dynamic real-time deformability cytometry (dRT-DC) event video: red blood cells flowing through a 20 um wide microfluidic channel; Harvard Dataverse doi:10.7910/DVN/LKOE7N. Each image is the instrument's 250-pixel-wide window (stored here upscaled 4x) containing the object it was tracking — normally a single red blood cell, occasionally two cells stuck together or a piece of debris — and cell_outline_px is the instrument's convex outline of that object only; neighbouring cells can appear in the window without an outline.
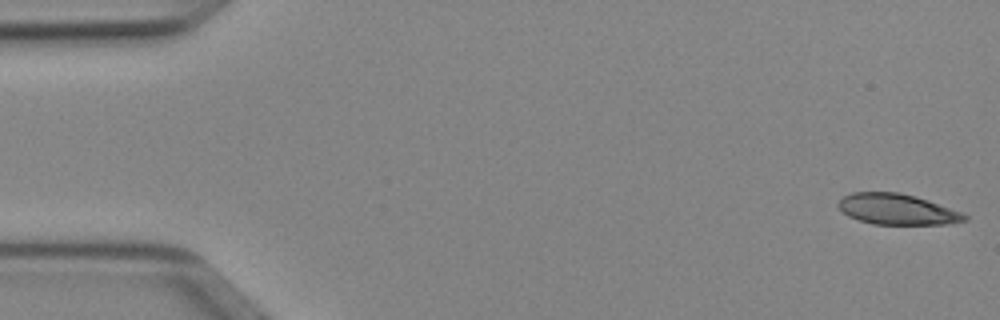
{"species": "Egyptian fruit bat (a non-hibernating species)", "species_latin": "Rousettus aegyptiacus", "temperature_condition": "cold", "stored_images_in_passage": 50, "camera_frame_rate_fps": 3000, "um_per_image_px": 0.085, "animal": {"sex": "female"}, "frame": {"image": 1, "passage_image": 1, "time_ms": 0.0, "image_size_px": [1000, 320], "cell_outline_px": [[968, 220], [948, 224], [872, 224], [848, 216], [836, 204], [844, 196], [852, 192], [900, 192], [960, 212], [968, 216]], "centroid_in_image_um": [76.21, 17.8], "position_along_channel_um": 8.8, "area_um2": 22.14}}
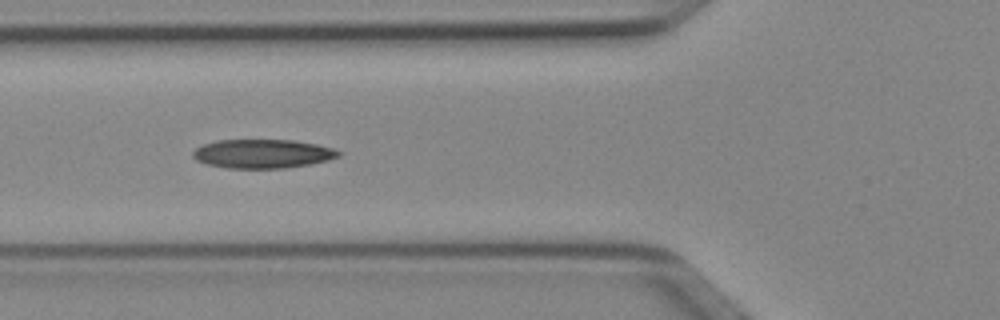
{"frame": {"image": 2, "passage_image": 18, "time_ms": 5.667, "image_size_px": [1000, 320], "cell_outline_px": [[340, 156], [328, 160], [312, 164], [284, 168], [224, 168], [208, 164], [196, 160], [192, 156], [192, 152], [196, 148], [204, 144], [216, 140], [292, 140], [316, 144], [332, 148], [340, 152]], "centroid_in_image_um": [22.31, 13.07], "position_along_channel_um": 103.5, "area_um2": 24.51}}
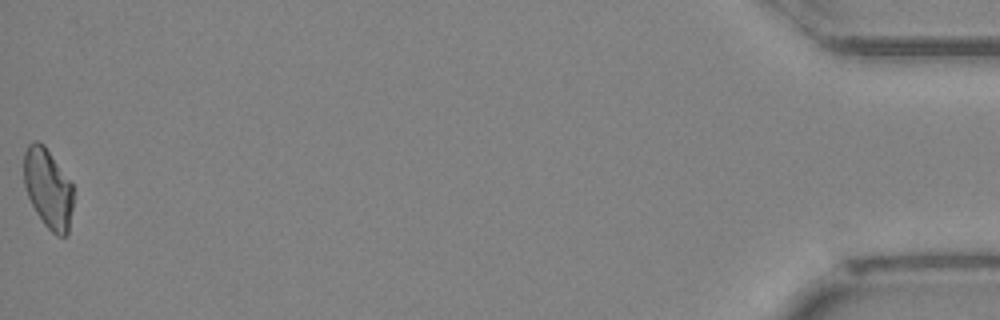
{"frame": {"image": 3, "passage_image": 50, "time_ms": 16.333, "image_size_px": [1000, 320], "cell_outline_px": [[72, 208], [68, 232], [64, 236], [56, 236], [44, 224], [36, 212], [28, 196], [24, 184], [24, 152], [28, 144], [32, 140], [36, 140], [44, 144], [72, 184]], "centroid_in_image_um": [4.07, 16.0], "position_along_channel_um": 431.1, "area_um2": 22.77}, "authors_computed_cell_mechanics": {"area_um2": 23.8714, "velocity_mm_per_s": 4.0153, "shape_relaxation_time_tau1_ms": 6.2226, "shape_relaxation_time_tau2_ms": 3.5058, "deformation_change_tau1": 0.1586, "deformation_change_tau2": 0.1153}}